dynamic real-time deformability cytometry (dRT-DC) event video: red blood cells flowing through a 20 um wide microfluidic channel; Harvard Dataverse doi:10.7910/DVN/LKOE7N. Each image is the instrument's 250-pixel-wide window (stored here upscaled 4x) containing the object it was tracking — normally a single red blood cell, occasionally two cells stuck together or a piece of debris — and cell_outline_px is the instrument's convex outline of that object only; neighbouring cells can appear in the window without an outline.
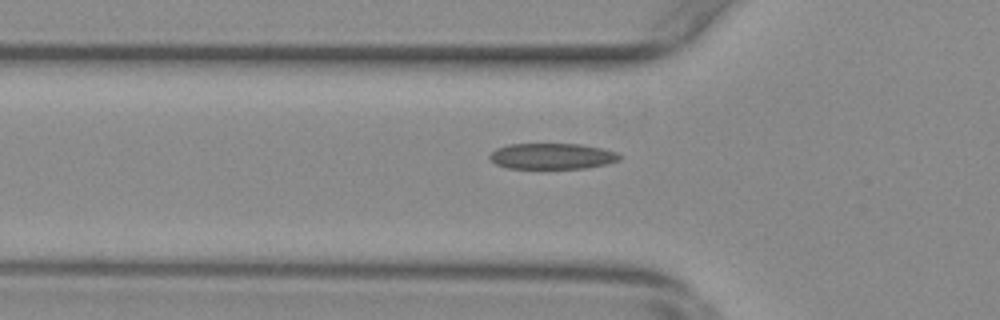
{"species": "common noctule bat (a hibernating species)", "species_latin": "Nyctalus noctula", "temperature_condition": "warm", "stored_images_in_passage": 38, "camera_frame_rate_fps": 3000, "um_per_image_px": 0.085, "animal": {"sex": "female", "body_mass_g": 29.2, "forearm_length_mm": 56.3}, "frame": {"image": 1, "passage_image": 7, "time_ms": 2.0, "image_size_px": [1000, 320], "cell_outline_px": [[620, 160], [604, 164], [584, 168], [508, 168], [496, 164], [488, 156], [496, 148], [508, 144], [580, 144], [600, 148], [616, 152], [620, 156]], "centroid_in_image_um": [46.89, 13.27], "position_along_channel_um": 78.9, "area_um2": 19.36}}
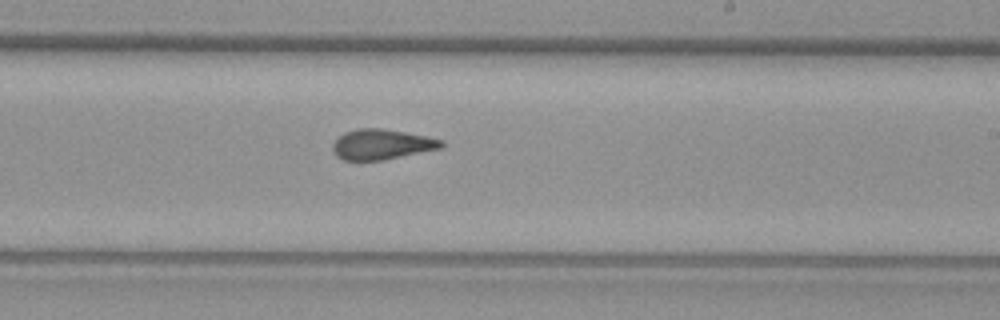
{"frame": {"image": 2, "passage_image": 21, "time_ms": 6.667, "image_size_px": [1000, 320], "cell_outline_px": [[444, 144], [440, 148], [384, 160], [344, 160], [336, 156], [332, 148], [332, 144], [344, 132], [356, 128], [380, 128], [428, 136], [444, 140]], "centroid_in_image_um": [32.44, 12.26], "position_along_channel_um": 256.6, "area_um2": 19.13}}
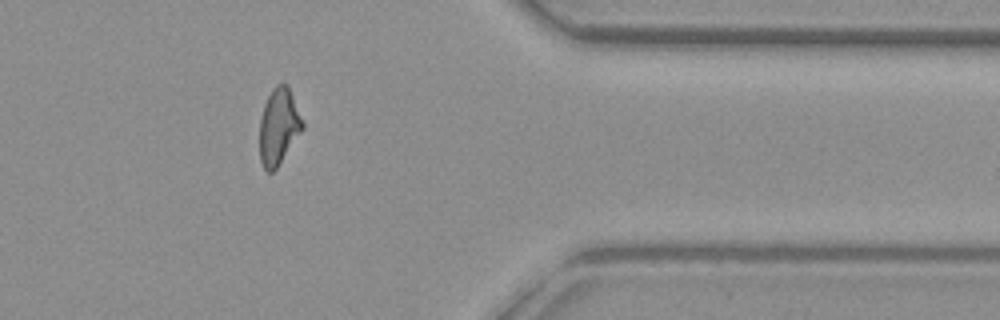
{"frame": {"image": 3, "passage_image": 33, "time_ms": 10.667, "image_size_px": [1000, 320], "cell_outline_px": [[304, 128], [276, 168], [272, 172], [268, 172], [264, 168], [260, 160], [260, 120], [264, 104], [272, 88], [276, 84], [288, 84], [304, 124]], "centroid_in_image_um": [23.69, 10.73], "position_along_channel_um": 387.7, "area_um2": 18.9}, "authors_computed_cell_mechanics": {"area_um2": 19.363, "velocity_mm_per_s": 3.7927, "shape_relaxation_time_tau1_ms": null, "shape_relaxation_time_tau2_ms": 1.6735, "deformation_change_tau1": null, "deformation_change_tau2": 0.0981}}